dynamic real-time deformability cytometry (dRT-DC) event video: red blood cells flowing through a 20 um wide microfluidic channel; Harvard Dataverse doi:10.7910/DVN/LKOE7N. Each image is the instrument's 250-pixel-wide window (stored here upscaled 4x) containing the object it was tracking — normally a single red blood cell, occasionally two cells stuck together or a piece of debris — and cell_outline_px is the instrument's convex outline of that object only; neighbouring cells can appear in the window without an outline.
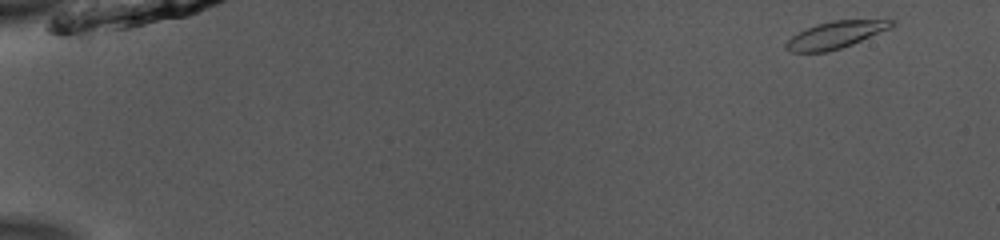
{"species": "common noctule bat (a hibernating species)", "species_latin": "Nyctalus noctula", "temperature_condition": "room temperature", "stored_images_in_passage": 45, "camera_frame_rate_fps": 3000, "um_per_image_px": 0.085, "animal": {"sex": "male", "body_mass_g": 13.0, "forearm_length_mm": 53.1}, "frame": {"image": 1, "passage_image": 1, "time_ms": 0.0, "image_size_px": [1000, 240], "cell_outline_px": [[896, 24], [892, 28], [852, 44], [828, 52], [792, 52], [784, 48], [784, 44], [792, 36], [816, 24], [836, 20], [896, 20]], "centroid_in_image_um": [71.05, 2.97], "position_along_channel_um": 14.0, "area_um2": 16.53}}
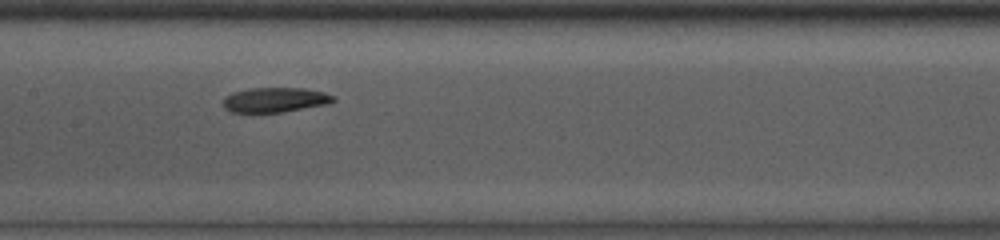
{"frame": {"image": 2, "passage_image": 25, "time_ms": 8.0, "image_size_px": [1000, 240], "cell_outline_px": [[336, 100], [328, 104], [280, 112], [232, 112], [224, 108], [224, 96], [232, 92], [248, 88], [304, 88], [324, 92], [336, 96]], "centroid_in_image_um": [23.39, 8.47], "position_along_channel_um": 184.0, "area_um2": 15.95}}
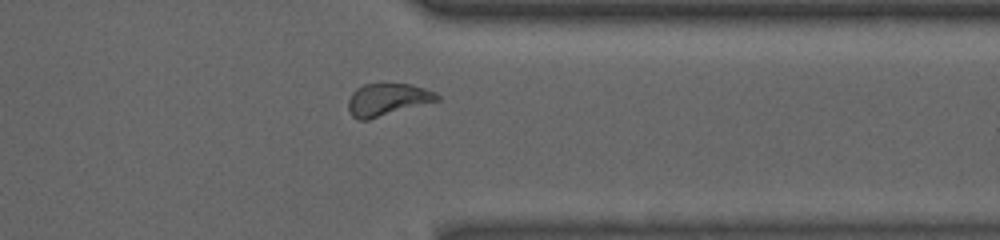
{"frame": {"image": 3, "passage_image": 40, "time_ms": 13.0, "image_size_px": [1000, 240], "cell_outline_px": [[440, 100], [368, 120], [356, 120], [348, 112], [348, 100], [352, 92], [356, 88], [364, 84], [380, 80], [408, 84], [424, 88], [436, 92], [440, 96]], "centroid_in_image_um": [32.9, 8.42], "position_along_channel_um": 378.5, "area_um2": 17.46}}